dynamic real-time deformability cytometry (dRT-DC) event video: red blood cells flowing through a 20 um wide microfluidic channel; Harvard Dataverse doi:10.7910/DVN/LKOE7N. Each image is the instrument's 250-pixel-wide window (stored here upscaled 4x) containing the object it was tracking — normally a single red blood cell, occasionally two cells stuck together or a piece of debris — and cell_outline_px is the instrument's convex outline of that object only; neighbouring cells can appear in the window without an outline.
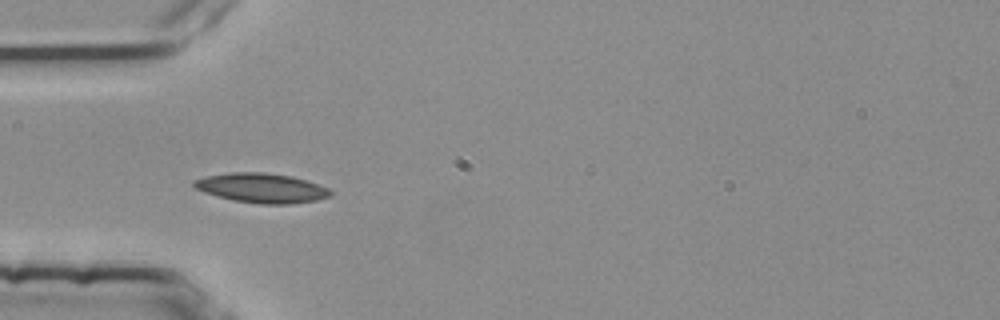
{"species": "common noctule bat (a hibernating species)", "species_latin": "Nyctalus noctula", "temperature_condition": "room temperature", "stored_images_in_passage": 4, "camera_frame_rate_fps": 3000, "um_per_image_px": 0.085, "animal": {"sex": "female", "body_mass_g": 25.1}, "frame": {"image": 1, "passage_image": 3, "time_ms": 0.667, "image_size_px": [1000, 320], "cell_outline_px": [[332, 192], [328, 196], [316, 200], [292, 204], [260, 204], [232, 200], [216, 196], [204, 192], [196, 188], [192, 184], [192, 180], [204, 176], [228, 172], [264, 172], [292, 176], [328, 188]], "centroid_in_image_um": [22.17, 15.97], "position_along_channel_um": 62.8, "area_um2": 23.52}}